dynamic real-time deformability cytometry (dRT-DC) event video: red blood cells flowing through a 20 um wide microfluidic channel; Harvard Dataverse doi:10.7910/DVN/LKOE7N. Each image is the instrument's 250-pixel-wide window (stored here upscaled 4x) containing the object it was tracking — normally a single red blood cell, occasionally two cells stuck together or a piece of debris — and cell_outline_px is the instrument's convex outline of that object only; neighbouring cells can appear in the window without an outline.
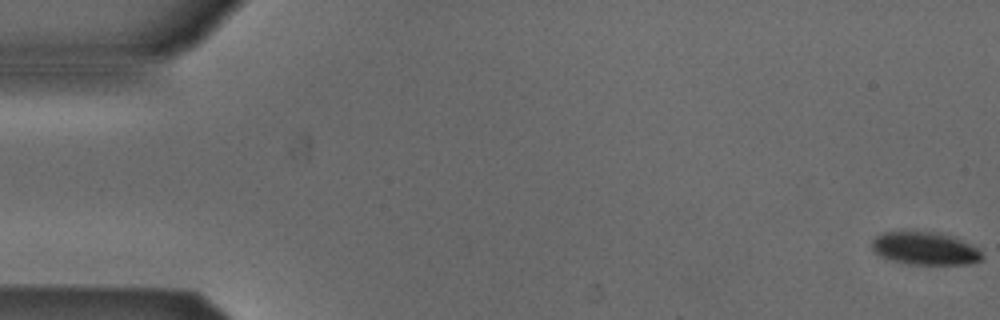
{"species": "Egyptian fruit bat (a non-hibernating species)", "species_latin": "Rousettus aegyptiacus", "temperature_condition": "cold", "stored_images_in_passage": 38, "camera_frame_rate_fps": 3000, "um_per_image_px": 0.085, "animal": {"sex": "male"}, "frame": {"image": 1, "passage_image": 1, "time_ms": 0.0, "image_size_px": [1000, 320], "cell_outline_px": [[984, 260], [968, 264], [908, 264], [892, 260], [880, 256], [872, 248], [872, 240], [876, 236], [884, 232], [928, 232], [952, 236], [976, 248], [984, 256]], "centroid_in_image_um": [78.62, 21.14], "position_along_channel_um": 6.4, "area_um2": 20.69}}
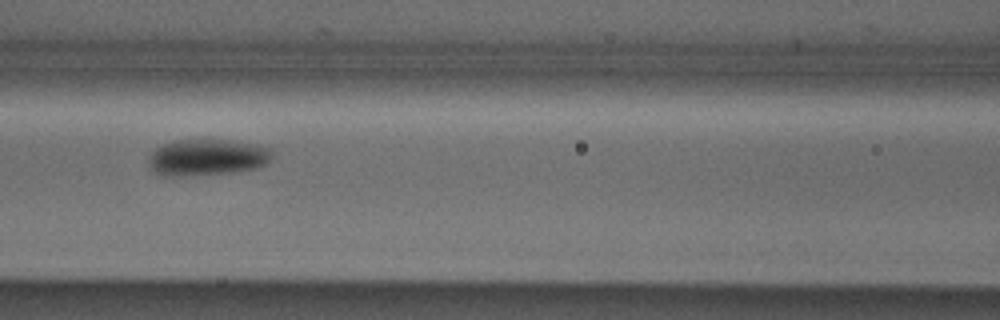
{"frame": {"image": 2, "passage_image": 12, "time_ms": 3.667, "image_size_px": [1000, 320], "cell_outline_px": [[272, 152], [268, 160], [264, 164], [256, 168], [224, 172], [180, 176], [164, 176], [152, 172], [148, 164], [148, 156], [156, 148], [172, 140], [208, 136], [256, 144], [268, 148]], "centroid_in_image_um": [17.51, 13.31], "position_along_channel_um": 149.1, "area_um2": 26.82}}
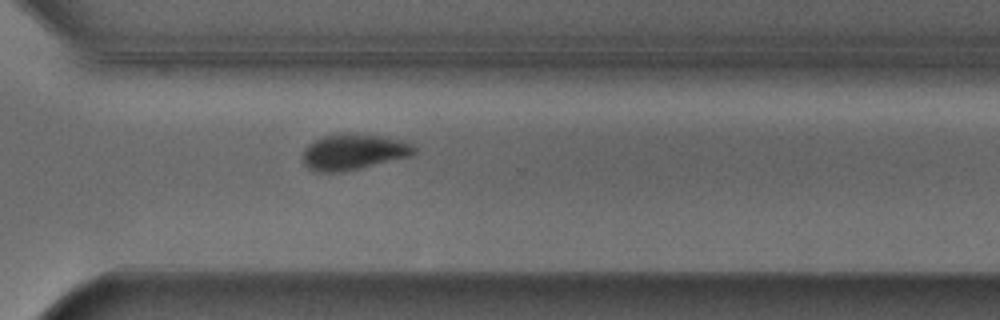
{"frame": {"image": 3, "passage_image": 27, "time_ms": 8.667, "image_size_px": [1000, 320], "cell_outline_px": [[416, 152], [412, 156], [360, 168], [340, 172], [312, 172], [304, 164], [304, 148], [308, 144], [324, 136], [340, 132], [344, 132], [380, 136], [400, 140], [412, 144], [416, 148]], "centroid_in_image_um": [30.04, 12.91], "position_along_channel_um": 340.6, "area_um2": 23.35}, "authors_computed_cell_mechanics": {"area_um2": 25.143, "velocity_mm_per_s": 3.8373, "shape_relaxation_time_tau1_ms": 2.5639, "shape_relaxation_time_tau2_ms": null, "deformation_change_tau1": 0.0957, "deformation_change_tau2": null}}